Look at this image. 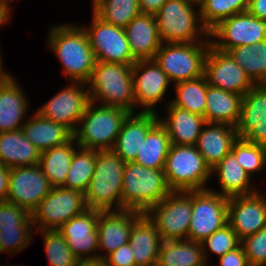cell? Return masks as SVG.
<instances>
[{
	"instance_id": "obj_44",
	"label": "cell",
	"mask_w": 266,
	"mask_h": 266,
	"mask_svg": "<svg viewBox=\"0 0 266 266\" xmlns=\"http://www.w3.org/2000/svg\"><path fill=\"white\" fill-rule=\"evenodd\" d=\"M240 245L250 266L266 265V226L255 234L244 237Z\"/></svg>"
},
{
	"instance_id": "obj_1",
	"label": "cell",
	"mask_w": 266,
	"mask_h": 266,
	"mask_svg": "<svg viewBox=\"0 0 266 266\" xmlns=\"http://www.w3.org/2000/svg\"><path fill=\"white\" fill-rule=\"evenodd\" d=\"M49 35V47L63 64L65 74L72 83L87 84L96 58L84 27L58 25L51 29Z\"/></svg>"
},
{
	"instance_id": "obj_51",
	"label": "cell",
	"mask_w": 266,
	"mask_h": 266,
	"mask_svg": "<svg viewBox=\"0 0 266 266\" xmlns=\"http://www.w3.org/2000/svg\"><path fill=\"white\" fill-rule=\"evenodd\" d=\"M91 255L90 258L78 259L75 266H108L106 258Z\"/></svg>"
},
{
	"instance_id": "obj_25",
	"label": "cell",
	"mask_w": 266,
	"mask_h": 266,
	"mask_svg": "<svg viewBox=\"0 0 266 266\" xmlns=\"http://www.w3.org/2000/svg\"><path fill=\"white\" fill-rule=\"evenodd\" d=\"M211 125V126H210ZM198 137L196 148L212 169L225 155L229 154L238 139L235 127L226 124L206 123Z\"/></svg>"
},
{
	"instance_id": "obj_6",
	"label": "cell",
	"mask_w": 266,
	"mask_h": 266,
	"mask_svg": "<svg viewBox=\"0 0 266 266\" xmlns=\"http://www.w3.org/2000/svg\"><path fill=\"white\" fill-rule=\"evenodd\" d=\"M163 170L172 191L208 189L204 186L212 175L195 145H170Z\"/></svg>"
},
{
	"instance_id": "obj_20",
	"label": "cell",
	"mask_w": 266,
	"mask_h": 266,
	"mask_svg": "<svg viewBox=\"0 0 266 266\" xmlns=\"http://www.w3.org/2000/svg\"><path fill=\"white\" fill-rule=\"evenodd\" d=\"M98 219L99 210L88 208L58 229L77 259L90 258V252H98Z\"/></svg>"
},
{
	"instance_id": "obj_32",
	"label": "cell",
	"mask_w": 266,
	"mask_h": 266,
	"mask_svg": "<svg viewBox=\"0 0 266 266\" xmlns=\"http://www.w3.org/2000/svg\"><path fill=\"white\" fill-rule=\"evenodd\" d=\"M219 176L221 195L225 197L250 195L256 193L250 185L251 176L240 166L235 155H225L212 169ZM251 189V190H250Z\"/></svg>"
},
{
	"instance_id": "obj_42",
	"label": "cell",
	"mask_w": 266,
	"mask_h": 266,
	"mask_svg": "<svg viewBox=\"0 0 266 266\" xmlns=\"http://www.w3.org/2000/svg\"><path fill=\"white\" fill-rule=\"evenodd\" d=\"M203 247V254L205 261L207 260L206 247L211 252L217 254L219 257L225 253L235 250L240 246L241 240L237 234L232 230V227L227 224L222 229L215 231L204 241L201 242Z\"/></svg>"
},
{
	"instance_id": "obj_36",
	"label": "cell",
	"mask_w": 266,
	"mask_h": 266,
	"mask_svg": "<svg viewBox=\"0 0 266 266\" xmlns=\"http://www.w3.org/2000/svg\"><path fill=\"white\" fill-rule=\"evenodd\" d=\"M93 10L102 21L121 28L142 13L139 0H97Z\"/></svg>"
},
{
	"instance_id": "obj_27",
	"label": "cell",
	"mask_w": 266,
	"mask_h": 266,
	"mask_svg": "<svg viewBox=\"0 0 266 266\" xmlns=\"http://www.w3.org/2000/svg\"><path fill=\"white\" fill-rule=\"evenodd\" d=\"M242 95L208 85L206 92V123L236 127L241 110Z\"/></svg>"
},
{
	"instance_id": "obj_35",
	"label": "cell",
	"mask_w": 266,
	"mask_h": 266,
	"mask_svg": "<svg viewBox=\"0 0 266 266\" xmlns=\"http://www.w3.org/2000/svg\"><path fill=\"white\" fill-rule=\"evenodd\" d=\"M255 85L266 84V40L228 51Z\"/></svg>"
},
{
	"instance_id": "obj_22",
	"label": "cell",
	"mask_w": 266,
	"mask_h": 266,
	"mask_svg": "<svg viewBox=\"0 0 266 266\" xmlns=\"http://www.w3.org/2000/svg\"><path fill=\"white\" fill-rule=\"evenodd\" d=\"M156 113H130L124 120L112 150L125 162H134L149 130L159 121Z\"/></svg>"
},
{
	"instance_id": "obj_55",
	"label": "cell",
	"mask_w": 266,
	"mask_h": 266,
	"mask_svg": "<svg viewBox=\"0 0 266 266\" xmlns=\"http://www.w3.org/2000/svg\"><path fill=\"white\" fill-rule=\"evenodd\" d=\"M191 2L196 3L197 6H199V4L203 1V0H189Z\"/></svg>"
},
{
	"instance_id": "obj_48",
	"label": "cell",
	"mask_w": 266,
	"mask_h": 266,
	"mask_svg": "<svg viewBox=\"0 0 266 266\" xmlns=\"http://www.w3.org/2000/svg\"><path fill=\"white\" fill-rule=\"evenodd\" d=\"M247 11L261 20H266V0H249Z\"/></svg>"
},
{
	"instance_id": "obj_46",
	"label": "cell",
	"mask_w": 266,
	"mask_h": 266,
	"mask_svg": "<svg viewBox=\"0 0 266 266\" xmlns=\"http://www.w3.org/2000/svg\"><path fill=\"white\" fill-rule=\"evenodd\" d=\"M99 257L106 258L108 266L136 265L129 242L125 245H122L108 256L101 255Z\"/></svg>"
},
{
	"instance_id": "obj_33",
	"label": "cell",
	"mask_w": 266,
	"mask_h": 266,
	"mask_svg": "<svg viewBox=\"0 0 266 266\" xmlns=\"http://www.w3.org/2000/svg\"><path fill=\"white\" fill-rule=\"evenodd\" d=\"M76 140L72 137L68 142L40 153V167L52 187H62L66 181L72 156L75 152Z\"/></svg>"
},
{
	"instance_id": "obj_54",
	"label": "cell",
	"mask_w": 266,
	"mask_h": 266,
	"mask_svg": "<svg viewBox=\"0 0 266 266\" xmlns=\"http://www.w3.org/2000/svg\"><path fill=\"white\" fill-rule=\"evenodd\" d=\"M4 23H7V21L0 16V26L4 25Z\"/></svg>"
},
{
	"instance_id": "obj_14",
	"label": "cell",
	"mask_w": 266,
	"mask_h": 266,
	"mask_svg": "<svg viewBox=\"0 0 266 266\" xmlns=\"http://www.w3.org/2000/svg\"><path fill=\"white\" fill-rule=\"evenodd\" d=\"M52 188L39 164L10 168L6 201L32 213Z\"/></svg>"
},
{
	"instance_id": "obj_34",
	"label": "cell",
	"mask_w": 266,
	"mask_h": 266,
	"mask_svg": "<svg viewBox=\"0 0 266 266\" xmlns=\"http://www.w3.org/2000/svg\"><path fill=\"white\" fill-rule=\"evenodd\" d=\"M170 145L169 135L158 121L149 130L134 163L156 170L164 169Z\"/></svg>"
},
{
	"instance_id": "obj_3",
	"label": "cell",
	"mask_w": 266,
	"mask_h": 266,
	"mask_svg": "<svg viewBox=\"0 0 266 266\" xmlns=\"http://www.w3.org/2000/svg\"><path fill=\"white\" fill-rule=\"evenodd\" d=\"M87 84L91 102L101 100L104 106L135 113L132 66L96 61Z\"/></svg>"
},
{
	"instance_id": "obj_9",
	"label": "cell",
	"mask_w": 266,
	"mask_h": 266,
	"mask_svg": "<svg viewBox=\"0 0 266 266\" xmlns=\"http://www.w3.org/2000/svg\"><path fill=\"white\" fill-rule=\"evenodd\" d=\"M146 214L156 224L162 241L188 239L192 190L172 191Z\"/></svg>"
},
{
	"instance_id": "obj_21",
	"label": "cell",
	"mask_w": 266,
	"mask_h": 266,
	"mask_svg": "<svg viewBox=\"0 0 266 266\" xmlns=\"http://www.w3.org/2000/svg\"><path fill=\"white\" fill-rule=\"evenodd\" d=\"M142 214L136 210H99L97 222L98 249L106 250L107 256L129 242L135 220Z\"/></svg>"
},
{
	"instance_id": "obj_53",
	"label": "cell",
	"mask_w": 266,
	"mask_h": 266,
	"mask_svg": "<svg viewBox=\"0 0 266 266\" xmlns=\"http://www.w3.org/2000/svg\"><path fill=\"white\" fill-rule=\"evenodd\" d=\"M1 54H0V85H2L11 75L3 72L2 63H1Z\"/></svg>"
},
{
	"instance_id": "obj_4",
	"label": "cell",
	"mask_w": 266,
	"mask_h": 266,
	"mask_svg": "<svg viewBox=\"0 0 266 266\" xmlns=\"http://www.w3.org/2000/svg\"><path fill=\"white\" fill-rule=\"evenodd\" d=\"M130 114L125 109L111 106L95 107L94 102H89L77 128L73 132L78 147L91 150H111L120 133L122 124Z\"/></svg>"
},
{
	"instance_id": "obj_11",
	"label": "cell",
	"mask_w": 266,
	"mask_h": 266,
	"mask_svg": "<svg viewBox=\"0 0 266 266\" xmlns=\"http://www.w3.org/2000/svg\"><path fill=\"white\" fill-rule=\"evenodd\" d=\"M87 209L84 193L63 187H53L31 213L33 228L40 223L38 227L41 230H58L72 217Z\"/></svg>"
},
{
	"instance_id": "obj_38",
	"label": "cell",
	"mask_w": 266,
	"mask_h": 266,
	"mask_svg": "<svg viewBox=\"0 0 266 266\" xmlns=\"http://www.w3.org/2000/svg\"><path fill=\"white\" fill-rule=\"evenodd\" d=\"M208 85L205 75L193 80L178 82L175 86L177 97L170 103L204 117Z\"/></svg>"
},
{
	"instance_id": "obj_15",
	"label": "cell",
	"mask_w": 266,
	"mask_h": 266,
	"mask_svg": "<svg viewBox=\"0 0 266 266\" xmlns=\"http://www.w3.org/2000/svg\"><path fill=\"white\" fill-rule=\"evenodd\" d=\"M204 75L208 84L244 96L255 84L228 52L209 46Z\"/></svg>"
},
{
	"instance_id": "obj_49",
	"label": "cell",
	"mask_w": 266,
	"mask_h": 266,
	"mask_svg": "<svg viewBox=\"0 0 266 266\" xmlns=\"http://www.w3.org/2000/svg\"><path fill=\"white\" fill-rule=\"evenodd\" d=\"M168 0H139L142 13L155 15Z\"/></svg>"
},
{
	"instance_id": "obj_26",
	"label": "cell",
	"mask_w": 266,
	"mask_h": 266,
	"mask_svg": "<svg viewBox=\"0 0 266 266\" xmlns=\"http://www.w3.org/2000/svg\"><path fill=\"white\" fill-rule=\"evenodd\" d=\"M168 118L159 122L166 129L171 145H196L202 127L206 126L203 116L188 110L168 105Z\"/></svg>"
},
{
	"instance_id": "obj_50",
	"label": "cell",
	"mask_w": 266,
	"mask_h": 266,
	"mask_svg": "<svg viewBox=\"0 0 266 266\" xmlns=\"http://www.w3.org/2000/svg\"><path fill=\"white\" fill-rule=\"evenodd\" d=\"M10 168L0 165V202L7 200Z\"/></svg>"
},
{
	"instance_id": "obj_23",
	"label": "cell",
	"mask_w": 266,
	"mask_h": 266,
	"mask_svg": "<svg viewBox=\"0 0 266 266\" xmlns=\"http://www.w3.org/2000/svg\"><path fill=\"white\" fill-rule=\"evenodd\" d=\"M124 29L133 58L153 60L162 45L155 16L140 13Z\"/></svg>"
},
{
	"instance_id": "obj_17",
	"label": "cell",
	"mask_w": 266,
	"mask_h": 266,
	"mask_svg": "<svg viewBox=\"0 0 266 266\" xmlns=\"http://www.w3.org/2000/svg\"><path fill=\"white\" fill-rule=\"evenodd\" d=\"M235 129L238 138L266 146V84L254 85L242 97Z\"/></svg>"
},
{
	"instance_id": "obj_28",
	"label": "cell",
	"mask_w": 266,
	"mask_h": 266,
	"mask_svg": "<svg viewBox=\"0 0 266 266\" xmlns=\"http://www.w3.org/2000/svg\"><path fill=\"white\" fill-rule=\"evenodd\" d=\"M40 153L21 129L0 133V165L8 168L36 165L40 163Z\"/></svg>"
},
{
	"instance_id": "obj_10",
	"label": "cell",
	"mask_w": 266,
	"mask_h": 266,
	"mask_svg": "<svg viewBox=\"0 0 266 266\" xmlns=\"http://www.w3.org/2000/svg\"><path fill=\"white\" fill-rule=\"evenodd\" d=\"M229 198L216 191L192 190V215L188 239L201 243L228 224Z\"/></svg>"
},
{
	"instance_id": "obj_12",
	"label": "cell",
	"mask_w": 266,
	"mask_h": 266,
	"mask_svg": "<svg viewBox=\"0 0 266 266\" xmlns=\"http://www.w3.org/2000/svg\"><path fill=\"white\" fill-rule=\"evenodd\" d=\"M209 36L218 38V41L210 40L211 45L224 52L241 45H253L266 40V20L248 11L235 14L219 22L209 31Z\"/></svg>"
},
{
	"instance_id": "obj_18",
	"label": "cell",
	"mask_w": 266,
	"mask_h": 266,
	"mask_svg": "<svg viewBox=\"0 0 266 266\" xmlns=\"http://www.w3.org/2000/svg\"><path fill=\"white\" fill-rule=\"evenodd\" d=\"M228 224L242 240L266 226V198L257 191L228 201Z\"/></svg>"
},
{
	"instance_id": "obj_29",
	"label": "cell",
	"mask_w": 266,
	"mask_h": 266,
	"mask_svg": "<svg viewBox=\"0 0 266 266\" xmlns=\"http://www.w3.org/2000/svg\"><path fill=\"white\" fill-rule=\"evenodd\" d=\"M21 130L40 152L64 144L73 137V132L65 125L50 121L37 112L22 125Z\"/></svg>"
},
{
	"instance_id": "obj_16",
	"label": "cell",
	"mask_w": 266,
	"mask_h": 266,
	"mask_svg": "<svg viewBox=\"0 0 266 266\" xmlns=\"http://www.w3.org/2000/svg\"><path fill=\"white\" fill-rule=\"evenodd\" d=\"M84 85L87 84L73 82L38 109L37 113L50 121L65 125L74 132L77 129L76 123H79L90 102L88 91L83 89Z\"/></svg>"
},
{
	"instance_id": "obj_47",
	"label": "cell",
	"mask_w": 266,
	"mask_h": 266,
	"mask_svg": "<svg viewBox=\"0 0 266 266\" xmlns=\"http://www.w3.org/2000/svg\"><path fill=\"white\" fill-rule=\"evenodd\" d=\"M219 266H250L243 247L240 245L235 250L220 256Z\"/></svg>"
},
{
	"instance_id": "obj_5",
	"label": "cell",
	"mask_w": 266,
	"mask_h": 266,
	"mask_svg": "<svg viewBox=\"0 0 266 266\" xmlns=\"http://www.w3.org/2000/svg\"><path fill=\"white\" fill-rule=\"evenodd\" d=\"M124 164L112 149L96 150L94 174L84 193L88 208L109 211L116 204L117 210H121Z\"/></svg>"
},
{
	"instance_id": "obj_2",
	"label": "cell",
	"mask_w": 266,
	"mask_h": 266,
	"mask_svg": "<svg viewBox=\"0 0 266 266\" xmlns=\"http://www.w3.org/2000/svg\"><path fill=\"white\" fill-rule=\"evenodd\" d=\"M171 192L163 169L156 170L134 162L124 164L121 210L146 213Z\"/></svg>"
},
{
	"instance_id": "obj_19",
	"label": "cell",
	"mask_w": 266,
	"mask_h": 266,
	"mask_svg": "<svg viewBox=\"0 0 266 266\" xmlns=\"http://www.w3.org/2000/svg\"><path fill=\"white\" fill-rule=\"evenodd\" d=\"M132 75L135 106L142 105L145 109L141 112L156 113L153 105L163 99L168 88L167 74L154 60H139L132 65Z\"/></svg>"
},
{
	"instance_id": "obj_39",
	"label": "cell",
	"mask_w": 266,
	"mask_h": 266,
	"mask_svg": "<svg viewBox=\"0 0 266 266\" xmlns=\"http://www.w3.org/2000/svg\"><path fill=\"white\" fill-rule=\"evenodd\" d=\"M249 0H203L199 4L201 23L210 31L222 20L248 10Z\"/></svg>"
},
{
	"instance_id": "obj_37",
	"label": "cell",
	"mask_w": 266,
	"mask_h": 266,
	"mask_svg": "<svg viewBox=\"0 0 266 266\" xmlns=\"http://www.w3.org/2000/svg\"><path fill=\"white\" fill-rule=\"evenodd\" d=\"M75 150L69 167L65 189L77 190L85 193L94 174L96 164V150L78 147Z\"/></svg>"
},
{
	"instance_id": "obj_8",
	"label": "cell",
	"mask_w": 266,
	"mask_h": 266,
	"mask_svg": "<svg viewBox=\"0 0 266 266\" xmlns=\"http://www.w3.org/2000/svg\"><path fill=\"white\" fill-rule=\"evenodd\" d=\"M195 4L189 0H168L154 15L162 43H194L201 41L197 38L201 33L205 38L209 35L203 24L196 25L201 18L200 12L194 10Z\"/></svg>"
},
{
	"instance_id": "obj_41",
	"label": "cell",
	"mask_w": 266,
	"mask_h": 266,
	"mask_svg": "<svg viewBox=\"0 0 266 266\" xmlns=\"http://www.w3.org/2000/svg\"><path fill=\"white\" fill-rule=\"evenodd\" d=\"M44 246L50 266H75L78 261L66 244L65 238L56 230H42Z\"/></svg>"
},
{
	"instance_id": "obj_43",
	"label": "cell",
	"mask_w": 266,
	"mask_h": 266,
	"mask_svg": "<svg viewBox=\"0 0 266 266\" xmlns=\"http://www.w3.org/2000/svg\"><path fill=\"white\" fill-rule=\"evenodd\" d=\"M31 226L34 225L28 210L8 201L0 202V230Z\"/></svg>"
},
{
	"instance_id": "obj_52",
	"label": "cell",
	"mask_w": 266,
	"mask_h": 266,
	"mask_svg": "<svg viewBox=\"0 0 266 266\" xmlns=\"http://www.w3.org/2000/svg\"><path fill=\"white\" fill-rule=\"evenodd\" d=\"M8 0H0V16L8 22L9 18V3Z\"/></svg>"
},
{
	"instance_id": "obj_31",
	"label": "cell",
	"mask_w": 266,
	"mask_h": 266,
	"mask_svg": "<svg viewBox=\"0 0 266 266\" xmlns=\"http://www.w3.org/2000/svg\"><path fill=\"white\" fill-rule=\"evenodd\" d=\"M202 244L189 239L164 240L156 266H205Z\"/></svg>"
},
{
	"instance_id": "obj_45",
	"label": "cell",
	"mask_w": 266,
	"mask_h": 266,
	"mask_svg": "<svg viewBox=\"0 0 266 266\" xmlns=\"http://www.w3.org/2000/svg\"><path fill=\"white\" fill-rule=\"evenodd\" d=\"M31 227H16L0 230V253L25 249L32 240ZM31 234V235H30Z\"/></svg>"
},
{
	"instance_id": "obj_30",
	"label": "cell",
	"mask_w": 266,
	"mask_h": 266,
	"mask_svg": "<svg viewBox=\"0 0 266 266\" xmlns=\"http://www.w3.org/2000/svg\"><path fill=\"white\" fill-rule=\"evenodd\" d=\"M27 102L25 94L13 77L10 76L0 85V133L21 129Z\"/></svg>"
},
{
	"instance_id": "obj_40",
	"label": "cell",
	"mask_w": 266,
	"mask_h": 266,
	"mask_svg": "<svg viewBox=\"0 0 266 266\" xmlns=\"http://www.w3.org/2000/svg\"><path fill=\"white\" fill-rule=\"evenodd\" d=\"M231 152L240 166L251 176L266 166V146L247 142L238 138L232 145Z\"/></svg>"
},
{
	"instance_id": "obj_13",
	"label": "cell",
	"mask_w": 266,
	"mask_h": 266,
	"mask_svg": "<svg viewBox=\"0 0 266 266\" xmlns=\"http://www.w3.org/2000/svg\"><path fill=\"white\" fill-rule=\"evenodd\" d=\"M91 27L84 28L96 61L132 66L133 58L124 28L108 24L94 13Z\"/></svg>"
},
{
	"instance_id": "obj_7",
	"label": "cell",
	"mask_w": 266,
	"mask_h": 266,
	"mask_svg": "<svg viewBox=\"0 0 266 266\" xmlns=\"http://www.w3.org/2000/svg\"><path fill=\"white\" fill-rule=\"evenodd\" d=\"M210 44L209 38L194 43H165L166 46L162 43L153 60L170 81L193 80L204 75Z\"/></svg>"
},
{
	"instance_id": "obj_24",
	"label": "cell",
	"mask_w": 266,
	"mask_h": 266,
	"mask_svg": "<svg viewBox=\"0 0 266 266\" xmlns=\"http://www.w3.org/2000/svg\"><path fill=\"white\" fill-rule=\"evenodd\" d=\"M161 243L156 224L142 213L135 220L129 238L136 266H156Z\"/></svg>"
}]
</instances>
